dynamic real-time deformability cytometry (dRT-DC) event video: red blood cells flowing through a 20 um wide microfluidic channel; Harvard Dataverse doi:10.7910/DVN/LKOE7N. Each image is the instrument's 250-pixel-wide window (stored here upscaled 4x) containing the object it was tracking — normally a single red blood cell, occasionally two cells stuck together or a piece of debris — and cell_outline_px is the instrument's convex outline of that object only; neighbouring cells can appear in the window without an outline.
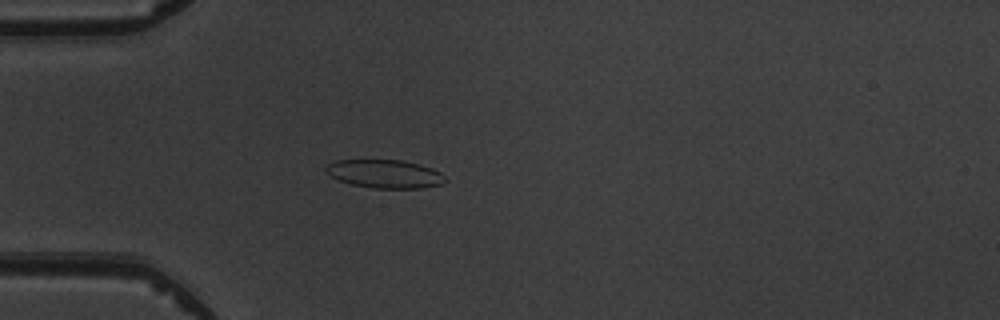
{"species": "common noctule bat (a hibernating species)", "species_latin": "Nyctalus noctula", "temperature_condition": "warm", "stored_images_in_passage": 4, "camera_frame_rate_fps": 3000, "um_per_image_px": 0.085, "animal": {"sex": "male", "body_mass_g": 19.5, "forearm_length_mm": 54.6}, "frame": {"image": 1, "passage_image": 4, "time_ms": 3.667, "image_size_px": [1000, 320], "cell_outline_px": [[448, 180], [440, 184], [420, 188], [372, 188], [352, 184], [336, 180], [324, 172], [324, 168], [328, 164], [336, 160], [400, 160], [420, 164], [432, 168], [440, 172]], "centroid_in_image_um": [32.67, 14.77], "position_along_channel_um": 52.3, "area_um2": 19.83}}